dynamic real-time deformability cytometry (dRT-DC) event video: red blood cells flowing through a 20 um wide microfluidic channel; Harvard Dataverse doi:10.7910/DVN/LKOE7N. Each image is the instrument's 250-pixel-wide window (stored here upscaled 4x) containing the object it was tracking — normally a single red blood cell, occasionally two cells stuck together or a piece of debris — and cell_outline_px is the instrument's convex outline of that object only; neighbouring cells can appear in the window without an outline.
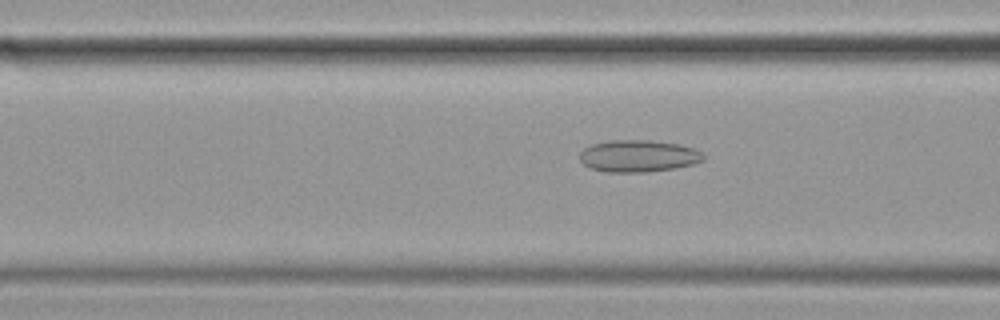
{"species": "common noctule bat (a hibernating species)", "species_latin": "Nyctalus noctula", "temperature_condition": "cold", "stored_images_in_passage": 27, "camera_frame_rate_fps": 3000, "um_per_image_px": 0.085, "animal": {"sex": "female", "body_mass_g": 19.9}, "frame": {"image": 1, "passage_image": 13, "time_ms": 4.0, "image_size_px": [1000, 320], "cell_outline_px": [[704, 160], [692, 164], [676, 168], [648, 172], [608, 172], [592, 168], [584, 164], [580, 160], [580, 152], [584, 148], [592, 144], [608, 140], [648, 140], [680, 144], [696, 148], [704, 156]], "centroid_in_image_um": [54.27, 13.25], "position_along_channel_um": 112.3, "area_um2": 23.12}}
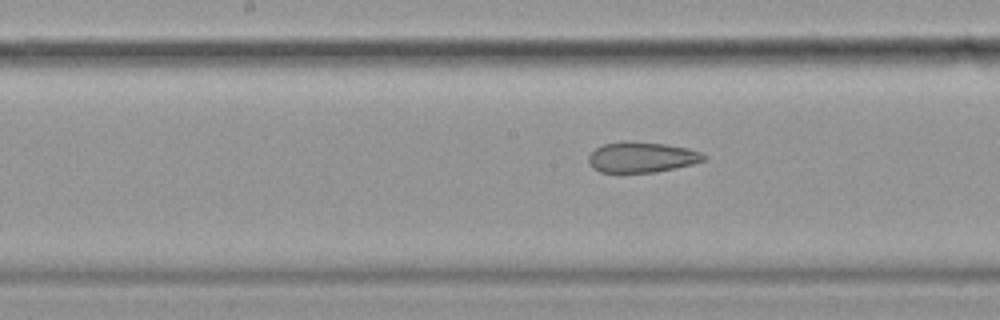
{"frame": {"image": 2, "passage_image": 20, "time_ms": 6.333, "image_size_px": [1000, 320], "cell_outline_px": [[708, 160], [692, 164], [656, 172], [600, 172], [592, 168], [588, 160], [588, 156], [596, 148], [604, 144], [664, 144], [688, 148], [700, 152], [708, 156]], "centroid_in_image_um": [54.6, 13.41], "position_along_channel_um": 193.6, "area_um2": 19.71}}
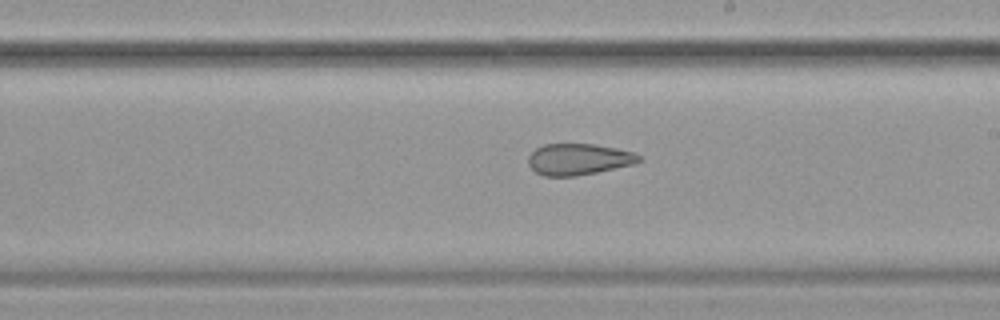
{"frame": {"image": 3, "passage_image": 24, "time_ms": 7.667, "image_size_px": [1000, 320], "cell_outline_px": [[644, 160], [636, 164], [576, 176], [544, 176], [536, 172], [528, 164], [528, 156], [536, 148], [544, 144], [592, 144], [616, 148], [636, 152]], "centroid_in_image_um": [49.22, 13.54], "position_along_channel_um": 239.8, "area_um2": 20.35}}